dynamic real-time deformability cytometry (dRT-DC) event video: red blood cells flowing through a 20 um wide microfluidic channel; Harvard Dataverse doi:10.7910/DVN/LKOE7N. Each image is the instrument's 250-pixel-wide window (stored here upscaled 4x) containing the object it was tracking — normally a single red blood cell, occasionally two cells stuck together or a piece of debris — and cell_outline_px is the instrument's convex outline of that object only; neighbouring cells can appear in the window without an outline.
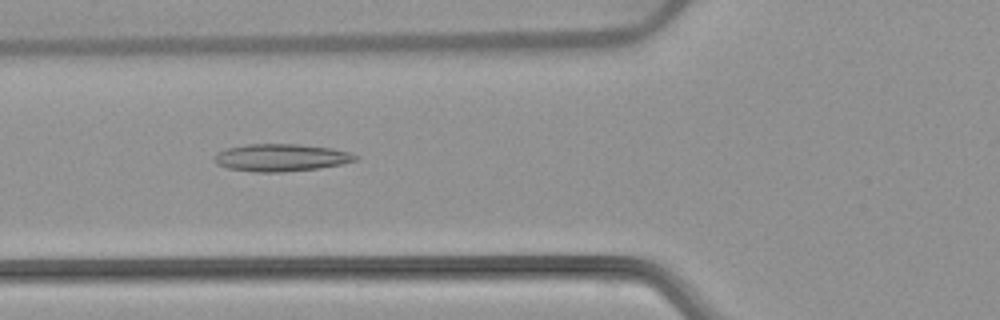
{"species": "common noctule bat (a hibernating species)", "species_latin": "Nyctalus noctula", "temperature_condition": "warm", "stored_images_in_passage": 42, "camera_frame_rate_fps": 3000, "um_per_image_px": 0.085, "animal": {"sex": "female", "body_mass_g": 22.7, "forearm_length_mm": 54.2}, "frame": {"image": 1, "passage_image": 9, "time_ms": 2.667, "image_size_px": [1000, 320], "cell_outline_px": [[360, 156], [356, 160], [340, 164], [320, 168], [284, 172], [256, 172], [228, 168], [216, 164], [212, 160], [212, 156], [216, 152], [224, 148], [248, 144], [300, 144], [332, 148], [348, 152]], "centroid_in_image_um": [23.83, 13.39], "position_along_channel_um": 102.0, "area_um2": 22.77}}
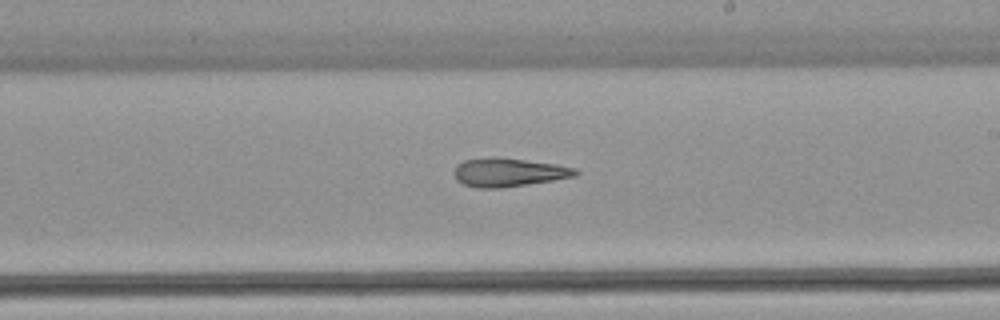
{"frame": {"image": 2, "passage_image": 20, "time_ms": 6.333, "image_size_px": [1000, 320], "cell_outline_px": [[580, 172], [576, 176], [552, 180], [500, 188], [476, 188], [464, 184], [456, 180], [452, 172], [456, 164], [464, 160], [492, 156], [496, 156], [556, 164], [576, 168]], "centroid_in_image_um": [43.18, 14.63], "position_along_channel_um": 245.8, "area_um2": 20.4}}
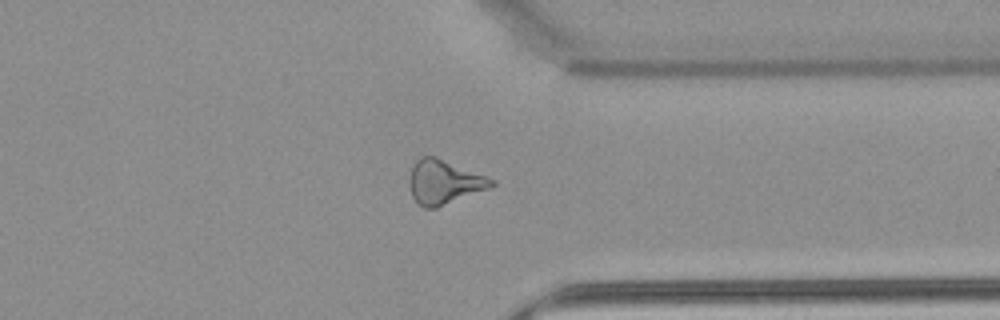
{"frame": {"image": 3, "passage_image": 30, "time_ms": 9.667, "image_size_px": [1000, 320], "cell_outline_px": [[496, 184], [488, 188], [436, 208], [424, 208], [412, 196], [408, 180], [412, 164], [420, 156], [436, 156], [496, 180]], "centroid_in_image_um": [37.71, 15.45], "position_along_channel_um": 373.7, "area_um2": 21.04}, "authors_computed_cell_mechanics": {"area_um2": 20.9814, "velocity_mm_per_s": 3.9179, "shape_relaxation_time_tau1_ms": null, "shape_relaxation_time_tau2_ms": 8.0434, "deformation_change_tau1": null, "deformation_change_tau2": 0.2478}}